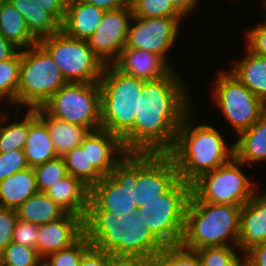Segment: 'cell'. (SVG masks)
Here are the masks:
<instances>
[{
  "mask_svg": "<svg viewBox=\"0 0 266 266\" xmlns=\"http://www.w3.org/2000/svg\"><path fill=\"white\" fill-rule=\"evenodd\" d=\"M185 82L174 68L161 79L143 80L139 113L133 128L121 139L128 153H168L172 149L177 130L193 107Z\"/></svg>",
  "mask_w": 266,
  "mask_h": 266,
  "instance_id": "obj_1",
  "label": "cell"
},
{
  "mask_svg": "<svg viewBox=\"0 0 266 266\" xmlns=\"http://www.w3.org/2000/svg\"><path fill=\"white\" fill-rule=\"evenodd\" d=\"M84 234L96 249L114 258L150 259L164 249L137 212L87 211Z\"/></svg>",
  "mask_w": 266,
  "mask_h": 266,
  "instance_id": "obj_2",
  "label": "cell"
},
{
  "mask_svg": "<svg viewBox=\"0 0 266 266\" xmlns=\"http://www.w3.org/2000/svg\"><path fill=\"white\" fill-rule=\"evenodd\" d=\"M191 115L189 111L184 116L177 130L175 143L167 153L174 161L179 179L188 183L234 157V143L228 146L213 126L194 124L195 118Z\"/></svg>",
  "mask_w": 266,
  "mask_h": 266,
  "instance_id": "obj_3",
  "label": "cell"
},
{
  "mask_svg": "<svg viewBox=\"0 0 266 266\" xmlns=\"http://www.w3.org/2000/svg\"><path fill=\"white\" fill-rule=\"evenodd\" d=\"M241 206L200 201L192 192L180 245L189 250L238 246Z\"/></svg>",
  "mask_w": 266,
  "mask_h": 266,
  "instance_id": "obj_4",
  "label": "cell"
},
{
  "mask_svg": "<svg viewBox=\"0 0 266 266\" xmlns=\"http://www.w3.org/2000/svg\"><path fill=\"white\" fill-rule=\"evenodd\" d=\"M99 83L101 128L122 139L133 128L139 113L143 80L108 64L104 66Z\"/></svg>",
  "mask_w": 266,
  "mask_h": 266,
  "instance_id": "obj_5",
  "label": "cell"
},
{
  "mask_svg": "<svg viewBox=\"0 0 266 266\" xmlns=\"http://www.w3.org/2000/svg\"><path fill=\"white\" fill-rule=\"evenodd\" d=\"M68 82L49 53L39 44L21 49L16 105L28 109L41 108ZM20 106V107H19Z\"/></svg>",
  "mask_w": 266,
  "mask_h": 266,
  "instance_id": "obj_6",
  "label": "cell"
},
{
  "mask_svg": "<svg viewBox=\"0 0 266 266\" xmlns=\"http://www.w3.org/2000/svg\"><path fill=\"white\" fill-rule=\"evenodd\" d=\"M190 195L191 183L179 180L166 194L138 208L137 218L164 247L180 245Z\"/></svg>",
  "mask_w": 266,
  "mask_h": 266,
  "instance_id": "obj_7",
  "label": "cell"
},
{
  "mask_svg": "<svg viewBox=\"0 0 266 266\" xmlns=\"http://www.w3.org/2000/svg\"><path fill=\"white\" fill-rule=\"evenodd\" d=\"M138 178V153H128L90 188L87 211H109L124 215L137 212L135 187Z\"/></svg>",
  "mask_w": 266,
  "mask_h": 266,
  "instance_id": "obj_8",
  "label": "cell"
},
{
  "mask_svg": "<svg viewBox=\"0 0 266 266\" xmlns=\"http://www.w3.org/2000/svg\"><path fill=\"white\" fill-rule=\"evenodd\" d=\"M38 43L49 53L67 82H99L104 63L93 53L88 40L66 35L62 30Z\"/></svg>",
  "mask_w": 266,
  "mask_h": 266,
  "instance_id": "obj_9",
  "label": "cell"
},
{
  "mask_svg": "<svg viewBox=\"0 0 266 266\" xmlns=\"http://www.w3.org/2000/svg\"><path fill=\"white\" fill-rule=\"evenodd\" d=\"M48 115L89 128H101L100 83L68 82L41 107Z\"/></svg>",
  "mask_w": 266,
  "mask_h": 266,
  "instance_id": "obj_10",
  "label": "cell"
},
{
  "mask_svg": "<svg viewBox=\"0 0 266 266\" xmlns=\"http://www.w3.org/2000/svg\"><path fill=\"white\" fill-rule=\"evenodd\" d=\"M242 165L233 157L215 170L201 174L191 183V192L203 202L237 206L246 204L257 189L241 171Z\"/></svg>",
  "mask_w": 266,
  "mask_h": 266,
  "instance_id": "obj_11",
  "label": "cell"
},
{
  "mask_svg": "<svg viewBox=\"0 0 266 266\" xmlns=\"http://www.w3.org/2000/svg\"><path fill=\"white\" fill-rule=\"evenodd\" d=\"M217 76L212 91L215 106L239 135L260 118L266 105L230 71Z\"/></svg>",
  "mask_w": 266,
  "mask_h": 266,
  "instance_id": "obj_12",
  "label": "cell"
},
{
  "mask_svg": "<svg viewBox=\"0 0 266 266\" xmlns=\"http://www.w3.org/2000/svg\"><path fill=\"white\" fill-rule=\"evenodd\" d=\"M183 19V17L132 16L124 48L145 49L160 56L173 69L166 53L175 45L181 26L180 22Z\"/></svg>",
  "mask_w": 266,
  "mask_h": 266,
  "instance_id": "obj_13",
  "label": "cell"
},
{
  "mask_svg": "<svg viewBox=\"0 0 266 266\" xmlns=\"http://www.w3.org/2000/svg\"><path fill=\"white\" fill-rule=\"evenodd\" d=\"M179 180L178 170L167 153H138V208L166 194Z\"/></svg>",
  "mask_w": 266,
  "mask_h": 266,
  "instance_id": "obj_14",
  "label": "cell"
},
{
  "mask_svg": "<svg viewBox=\"0 0 266 266\" xmlns=\"http://www.w3.org/2000/svg\"><path fill=\"white\" fill-rule=\"evenodd\" d=\"M132 16L130 3L116 10L105 11L97 29L88 39L91 50L104 65L113 64L126 46Z\"/></svg>",
  "mask_w": 266,
  "mask_h": 266,
  "instance_id": "obj_15",
  "label": "cell"
},
{
  "mask_svg": "<svg viewBox=\"0 0 266 266\" xmlns=\"http://www.w3.org/2000/svg\"><path fill=\"white\" fill-rule=\"evenodd\" d=\"M84 234V219L66 213L58 220L39 225L37 252L41 258L74 244Z\"/></svg>",
  "mask_w": 266,
  "mask_h": 266,
  "instance_id": "obj_16",
  "label": "cell"
},
{
  "mask_svg": "<svg viewBox=\"0 0 266 266\" xmlns=\"http://www.w3.org/2000/svg\"><path fill=\"white\" fill-rule=\"evenodd\" d=\"M80 145L87 147L88 167H95L103 176L128 154L122 140L102 128L90 131Z\"/></svg>",
  "mask_w": 266,
  "mask_h": 266,
  "instance_id": "obj_17",
  "label": "cell"
},
{
  "mask_svg": "<svg viewBox=\"0 0 266 266\" xmlns=\"http://www.w3.org/2000/svg\"><path fill=\"white\" fill-rule=\"evenodd\" d=\"M266 241V192L255 193L240 210L239 252Z\"/></svg>",
  "mask_w": 266,
  "mask_h": 266,
  "instance_id": "obj_18",
  "label": "cell"
},
{
  "mask_svg": "<svg viewBox=\"0 0 266 266\" xmlns=\"http://www.w3.org/2000/svg\"><path fill=\"white\" fill-rule=\"evenodd\" d=\"M113 65L121 72L144 81L161 79L172 70L160 56L136 48H123Z\"/></svg>",
  "mask_w": 266,
  "mask_h": 266,
  "instance_id": "obj_19",
  "label": "cell"
},
{
  "mask_svg": "<svg viewBox=\"0 0 266 266\" xmlns=\"http://www.w3.org/2000/svg\"><path fill=\"white\" fill-rule=\"evenodd\" d=\"M105 11L83 0H67L61 30L68 36L88 40L100 24Z\"/></svg>",
  "mask_w": 266,
  "mask_h": 266,
  "instance_id": "obj_20",
  "label": "cell"
},
{
  "mask_svg": "<svg viewBox=\"0 0 266 266\" xmlns=\"http://www.w3.org/2000/svg\"><path fill=\"white\" fill-rule=\"evenodd\" d=\"M45 193L66 213L85 219L90 188L81 180L68 174L59 183L50 186Z\"/></svg>",
  "mask_w": 266,
  "mask_h": 266,
  "instance_id": "obj_21",
  "label": "cell"
},
{
  "mask_svg": "<svg viewBox=\"0 0 266 266\" xmlns=\"http://www.w3.org/2000/svg\"><path fill=\"white\" fill-rule=\"evenodd\" d=\"M23 151L31 168L58 157L46 124L37 116V108L29 109V134Z\"/></svg>",
  "mask_w": 266,
  "mask_h": 266,
  "instance_id": "obj_22",
  "label": "cell"
},
{
  "mask_svg": "<svg viewBox=\"0 0 266 266\" xmlns=\"http://www.w3.org/2000/svg\"><path fill=\"white\" fill-rule=\"evenodd\" d=\"M234 157L243 164L266 161V111L234 142Z\"/></svg>",
  "mask_w": 266,
  "mask_h": 266,
  "instance_id": "obj_23",
  "label": "cell"
},
{
  "mask_svg": "<svg viewBox=\"0 0 266 266\" xmlns=\"http://www.w3.org/2000/svg\"><path fill=\"white\" fill-rule=\"evenodd\" d=\"M37 116L46 124L53 147L59 157L79 146L91 131L87 127L57 120L42 108H37Z\"/></svg>",
  "mask_w": 266,
  "mask_h": 266,
  "instance_id": "obj_24",
  "label": "cell"
},
{
  "mask_svg": "<svg viewBox=\"0 0 266 266\" xmlns=\"http://www.w3.org/2000/svg\"><path fill=\"white\" fill-rule=\"evenodd\" d=\"M246 51L229 71L266 105V57Z\"/></svg>",
  "mask_w": 266,
  "mask_h": 266,
  "instance_id": "obj_25",
  "label": "cell"
},
{
  "mask_svg": "<svg viewBox=\"0 0 266 266\" xmlns=\"http://www.w3.org/2000/svg\"><path fill=\"white\" fill-rule=\"evenodd\" d=\"M37 192L36 175L29 167L0 182V206L16 210Z\"/></svg>",
  "mask_w": 266,
  "mask_h": 266,
  "instance_id": "obj_26",
  "label": "cell"
},
{
  "mask_svg": "<svg viewBox=\"0 0 266 266\" xmlns=\"http://www.w3.org/2000/svg\"><path fill=\"white\" fill-rule=\"evenodd\" d=\"M8 1L22 15L28 30L37 40L61 31V23L35 0Z\"/></svg>",
  "mask_w": 266,
  "mask_h": 266,
  "instance_id": "obj_27",
  "label": "cell"
},
{
  "mask_svg": "<svg viewBox=\"0 0 266 266\" xmlns=\"http://www.w3.org/2000/svg\"><path fill=\"white\" fill-rule=\"evenodd\" d=\"M0 33L19 50L38 43L28 30L22 15L8 0L0 2Z\"/></svg>",
  "mask_w": 266,
  "mask_h": 266,
  "instance_id": "obj_28",
  "label": "cell"
},
{
  "mask_svg": "<svg viewBox=\"0 0 266 266\" xmlns=\"http://www.w3.org/2000/svg\"><path fill=\"white\" fill-rule=\"evenodd\" d=\"M16 212L19 220L38 225L58 220L66 214L45 192L39 191L24 201Z\"/></svg>",
  "mask_w": 266,
  "mask_h": 266,
  "instance_id": "obj_29",
  "label": "cell"
},
{
  "mask_svg": "<svg viewBox=\"0 0 266 266\" xmlns=\"http://www.w3.org/2000/svg\"><path fill=\"white\" fill-rule=\"evenodd\" d=\"M27 111L22 121H14L7 126L4 123L9 121L10 115L0 113V153L24 149L29 134V109Z\"/></svg>",
  "mask_w": 266,
  "mask_h": 266,
  "instance_id": "obj_30",
  "label": "cell"
},
{
  "mask_svg": "<svg viewBox=\"0 0 266 266\" xmlns=\"http://www.w3.org/2000/svg\"><path fill=\"white\" fill-rule=\"evenodd\" d=\"M69 175L91 188L104 176L95 168L88 167L87 147H74L63 156Z\"/></svg>",
  "mask_w": 266,
  "mask_h": 266,
  "instance_id": "obj_31",
  "label": "cell"
},
{
  "mask_svg": "<svg viewBox=\"0 0 266 266\" xmlns=\"http://www.w3.org/2000/svg\"><path fill=\"white\" fill-rule=\"evenodd\" d=\"M237 249L239 251L238 246H214L195 251L200 257L202 266H248L246 254L241 252L240 255L235 251Z\"/></svg>",
  "mask_w": 266,
  "mask_h": 266,
  "instance_id": "obj_32",
  "label": "cell"
},
{
  "mask_svg": "<svg viewBox=\"0 0 266 266\" xmlns=\"http://www.w3.org/2000/svg\"><path fill=\"white\" fill-rule=\"evenodd\" d=\"M21 50L10 59L0 62V101L3 99L16 104V93L19 83Z\"/></svg>",
  "mask_w": 266,
  "mask_h": 266,
  "instance_id": "obj_33",
  "label": "cell"
},
{
  "mask_svg": "<svg viewBox=\"0 0 266 266\" xmlns=\"http://www.w3.org/2000/svg\"><path fill=\"white\" fill-rule=\"evenodd\" d=\"M39 192H45L50 186L59 183L68 175L63 157L46 161L33 168Z\"/></svg>",
  "mask_w": 266,
  "mask_h": 266,
  "instance_id": "obj_34",
  "label": "cell"
},
{
  "mask_svg": "<svg viewBox=\"0 0 266 266\" xmlns=\"http://www.w3.org/2000/svg\"><path fill=\"white\" fill-rule=\"evenodd\" d=\"M92 243L83 234L71 246L54 252L45 258L52 266H80L83 255L92 247Z\"/></svg>",
  "mask_w": 266,
  "mask_h": 266,
  "instance_id": "obj_35",
  "label": "cell"
},
{
  "mask_svg": "<svg viewBox=\"0 0 266 266\" xmlns=\"http://www.w3.org/2000/svg\"><path fill=\"white\" fill-rule=\"evenodd\" d=\"M41 256L35 248L11 242L0 252V264L6 266H36Z\"/></svg>",
  "mask_w": 266,
  "mask_h": 266,
  "instance_id": "obj_36",
  "label": "cell"
},
{
  "mask_svg": "<svg viewBox=\"0 0 266 266\" xmlns=\"http://www.w3.org/2000/svg\"><path fill=\"white\" fill-rule=\"evenodd\" d=\"M134 17H182L169 0H130Z\"/></svg>",
  "mask_w": 266,
  "mask_h": 266,
  "instance_id": "obj_37",
  "label": "cell"
},
{
  "mask_svg": "<svg viewBox=\"0 0 266 266\" xmlns=\"http://www.w3.org/2000/svg\"><path fill=\"white\" fill-rule=\"evenodd\" d=\"M159 255L170 266H202L197 252L186 249L181 245L164 247Z\"/></svg>",
  "mask_w": 266,
  "mask_h": 266,
  "instance_id": "obj_38",
  "label": "cell"
},
{
  "mask_svg": "<svg viewBox=\"0 0 266 266\" xmlns=\"http://www.w3.org/2000/svg\"><path fill=\"white\" fill-rule=\"evenodd\" d=\"M29 168L23 150L0 153V182L12 174Z\"/></svg>",
  "mask_w": 266,
  "mask_h": 266,
  "instance_id": "obj_39",
  "label": "cell"
},
{
  "mask_svg": "<svg viewBox=\"0 0 266 266\" xmlns=\"http://www.w3.org/2000/svg\"><path fill=\"white\" fill-rule=\"evenodd\" d=\"M17 220L16 210L0 206V252L13 241Z\"/></svg>",
  "mask_w": 266,
  "mask_h": 266,
  "instance_id": "obj_40",
  "label": "cell"
},
{
  "mask_svg": "<svg viewBox=\"0 0 266 266\" xmlns=\"http://www.w3.org/2000/svg\"><path fill=\"white\" fill-rule=\"evenodd\" d=\"M39 225L17 220L14 227L13 242L37 250Z\"/></svg>",
  "mask_w": 266,
  "mask_h": 266,
  "instance_id": "obj_41",
  "label": "cell"
},
{
  "mask_svg": "<svg viewBox=\"0 0 266 266\" xmlns=\"http://www.w3.org/2000/svg\"><path fill=\"white\" fill-rule=\"evenodd\" d=\"M262 23L247 30L245 46L251 52L266 57V20Z\"/></svg>",
  "mask_w": 266,
  "mask_h": 266,
  "instance_id": "obj_42",
  "label": "cell"
},
{
  "mask_svg": "<svg viewBox=\"0 0 266 266\" xmlns=\"http://www.w3.org/2000/svg\"><path fill=\"white\" fill-rule=\"evenodd\" d=\"M114 257L92 246L82 257L80 266H111Z\"/></svg>",
  "mask_w": 266,
  "mask_h": 266,
  "instance_id": "obj_43",
  "label": "cell"
},
{
  "mask_svg": "<svg viewBox=\"0 0 266 266\" xmlns=\"http://www.w3.org/2000/svg\"><path fill=\"white\" fill-rule=\"evenodd\" d=\"M45 11L51 13L61 24L65 17L67 0H35Z\"/></svg>",
  "mask_w": 266,
  "mask_h": 266,
  "instance_id": "obj_44",
  "label": "cell"
},
{
  "mask_svg": "<svg viewBox=\"0 0 266 266\" xmlns=\"http://www.w3.org/2000/svg\"><path fill=\"white\" fill-rule=\"evenodd\" d=\"M248 266H266V241L253 245L244 252Z\"/></svg>",
  "mask_w": 266,
  "mask_h": 266,
  "instance_id": "obj_45",
  "label": "cell"
},
{
  "mask_svg": "<svg viewBox=\"0 0 266 266\" xmlns=\"http://www.w3.org/2000/svg\"><path fill=\"white\" fill-rule=\"evenodd\" d=\"M169 2L183 18L194 12L198 5V0H169Z\"/></svg>",
  "mask_w": 266,
  "mask_h": 266,
  "instance_id": "obj_46",
  "label": "cell"
},
{
  "mask_svg": "<svg viewBox=\"0 0 266 266\" xmlns=\"http://www.w3.org/2000/svg\"><path fill=\"white\" fill-rule=\"evenodd\" d=\"M104 11H112L129 4L128 0H83Z\"/></svg>",
  "mask_w": 266,
  "mask_h": 266,
  "instance_id": "obj_47",
  "label": "cell"
},
{
  "mask_svg": "<svg viewBox=\"0 0 266 266\" xmlns=\"http://www.w3.org/2000/svg\"><path fill=\"white\" fill-rule=\"evenodd\" d=\"M18 50L0 33V62L10 59Z\"/></svg>",
  "mask_w": 266,
  "mask_h": 266,
  "instance_id": "obj_48",
  "label": "cell"
},
{
  "mask_svg": "<svg viewBox=\"0 0 266 266\" xmlns=\"http://www.w3.org/2000/svg\"><path fill=\"white\" fill-rule=\"evenodd\" d=\"M111 266H150V259L114 258Z\"/></svg>",
  "mask_w": 266,
  "mask_h": 266,
  "instance_id": "obj_49",
  "label": "cell"
},
{
  "mask_svg": "<svg viewBox=\"0 0 266 266\" xmlns=\"http://www.w3.org/2000/svg\"><path fill=\"white\" fill-rule=\"evenodd\" d=\"M150 266H170L160 255L150 258Z\"/></svg>",
  "mask_w": 266,
  "mask_h": 266,
  "instance_id": "obj_50",
  "label": "cell"
},
{
  "mask_svg": "<svg viewBox=\"0 0 266 266\" xmlns=\"http://www.w3.org/2000/svg\"><path fill=\"white\" fill-rule=\"evenodd\" d=\"M36 266H52L46 258H41Z\"/></svg>",
  "mask_w": 266,
  "mask_h": 266,
  "instance_id": "obj_51",
  "label": "cell"
},
{
  "mask_svg": "<svg viewBox=\"0 0 266 266\" xmlns=\"http://www.w3.org/2000/svg\"><path fill=\"white\" fill-rule=\"evenodd\" d=\"M263 6H264V8L266 10V0H263ZM264 13H266V11ZM265 17H266V14H265ZM264 19L266 20V18H264Z\"/></svg>",
  "mask_w": 266,
  "mask_h": 266,
  "instance_id": "obj_52",
  "label": "cell"
}]
</instances>
